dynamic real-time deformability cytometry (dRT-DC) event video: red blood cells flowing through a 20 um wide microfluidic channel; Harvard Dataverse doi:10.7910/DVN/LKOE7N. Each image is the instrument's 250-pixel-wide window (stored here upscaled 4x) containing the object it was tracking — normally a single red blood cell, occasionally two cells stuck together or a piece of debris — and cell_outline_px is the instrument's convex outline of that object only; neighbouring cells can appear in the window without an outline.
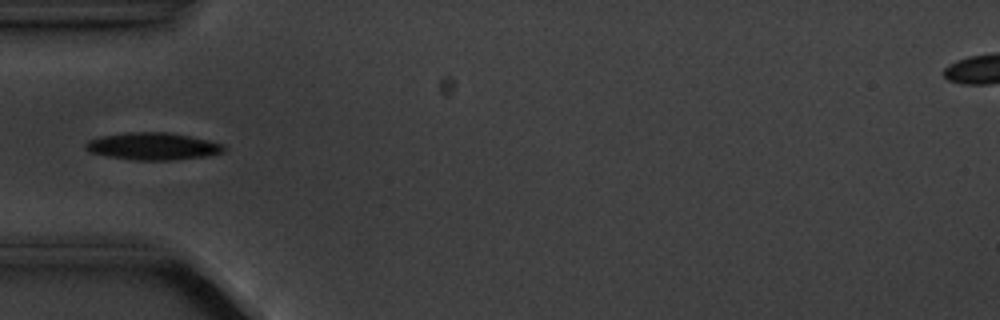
{"species": "common noctule bat (a hibernating species)", "species_latin": "Nyctalus noctula", "temperature_condition": "cold", "stored_images_in_passage": 5, "camera_frame_rate_fps": 3000, "um_per_image_px": 0.085, "animal": {"sex": "male", "body_mass_g": 20.1, "forearm_length_mm": 53.5}, "frame": {"image": 1, "passage_image": 5, "time_ms": 4.667, "image_size_px": [1000, 320], "cell_outline_px": [[224, 152], [208, 156], [172, 160], [136, 160], [108, 156], [88, 152], [84, 148], [84, 144], [88, 140], [100, 136], [124, 132], [168, 132], [208, 140], [224, 144]], "centroid_in_image_um": [12.96, 12.43], "position_along_channel_um": 72.0, "area_um2": 22.08}}